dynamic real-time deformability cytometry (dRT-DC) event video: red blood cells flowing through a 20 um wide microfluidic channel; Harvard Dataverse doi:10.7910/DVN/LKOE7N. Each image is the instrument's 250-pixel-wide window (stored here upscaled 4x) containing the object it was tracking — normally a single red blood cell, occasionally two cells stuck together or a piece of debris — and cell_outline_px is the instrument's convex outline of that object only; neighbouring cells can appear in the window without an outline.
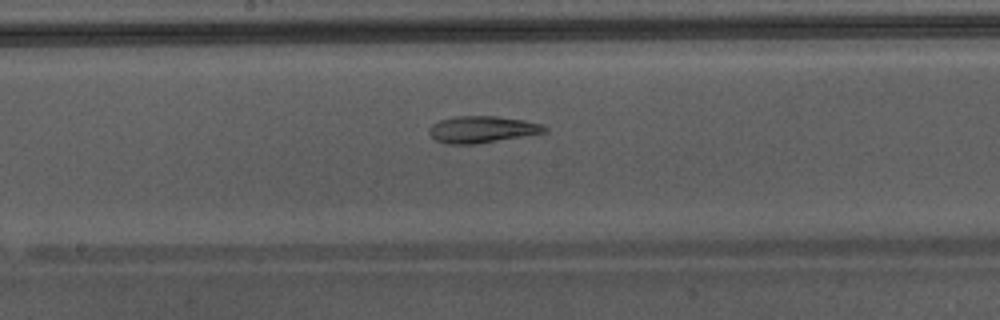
{"species": "Egyptian fruit bat (a non-hibernating species)", "species_latin": "Rousettus aegyptiacus", "temperature_condition": "warm", "stored_images_in_passage": 31, "camera_frame_rate_fps": 3000, "um_per_image_px": 0.085, "animal": {"sex": "male"}, "frame": {"image": 1, "passage_image": 14, "time_ms": 4.333, "image_size_px": [1000, 320], "cell_outline_px": [[548, 132], [524, 136], [472, 144], [448, 144], [436, 140], [428, 132], [428, 128], [432, 124], [440, 120], [456, 116], [496, 116], [524, 120], [544, 124], [548, 128]], "centroid_in_image_um": [41.0, 10.99], "position_along_channel_um": 207.2, "area_um2": 17.98}}
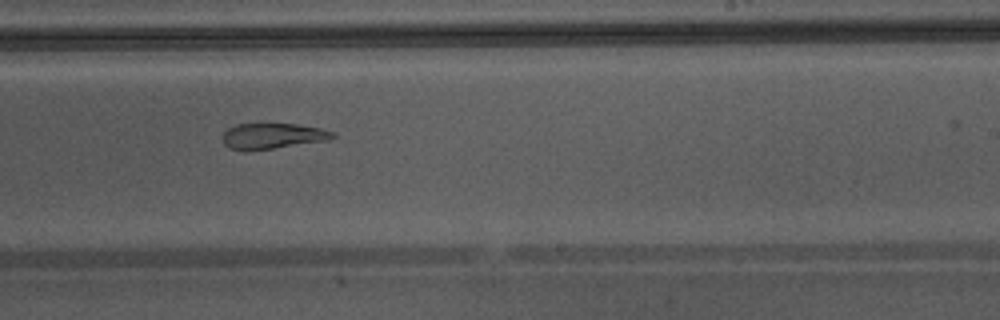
{"frame": {"image": 2, "passage_image": 18, "time_ms": 5.667, "image_size_px": [1000, 320], "cell_outline_px": [[336, 136], [328, 140], [272, 148], [228, 148], [220, 140], [224, 132], [228, 128], [236, 124], [296, 124], [320, 128], [332, 132]], "centroid_in_image_um": [23.16, 11.53], "position_along_channel_um": 265.8, "area_um2": 15.9}}